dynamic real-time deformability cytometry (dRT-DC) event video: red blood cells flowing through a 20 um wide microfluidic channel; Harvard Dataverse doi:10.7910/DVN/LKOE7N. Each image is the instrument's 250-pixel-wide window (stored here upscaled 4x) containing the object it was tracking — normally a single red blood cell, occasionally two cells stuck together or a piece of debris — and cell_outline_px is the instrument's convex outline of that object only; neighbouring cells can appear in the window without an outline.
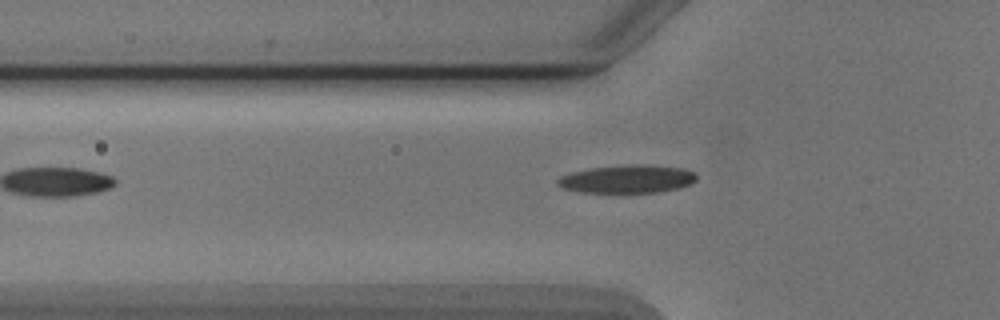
{"species": "Egyptian fruit bat (a non-hibernating species)", "species_latin": "Rousettus aegyptiacus", "temperature_condition": "cold", "stored_images_in_passage": 25, "camera_frame_rate_fps": 3000, "um_per_image_px": 0.085, "animal": {"sex": "male"}, "frame": {"image": 1, "passage_image": 2, "time_ms": 0.333, "image_size_px": [1000, 320], "cell_outline_px": [[696, 180], [692, 184], [676, 188], [656, 192], [580, 192], [564, 188], [556, 184], [556, 180], [560, 176], [572, 172], [592, 168], [628, 164], [644, 164], [684, 168], [692, 172], [696, 176]], "centroid_in_image_um": [53.31, 15.2], "position_along_channel_um": 72.5, "area_um2": 22.6}}
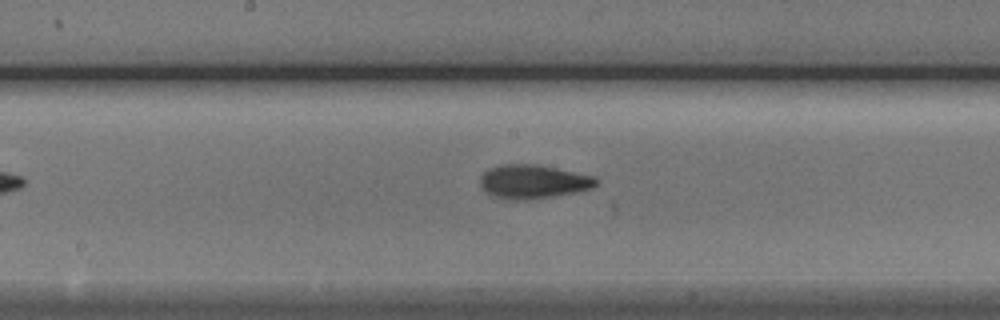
{"frame": {"image": 2, "passage_image": 12, "time_ms": 3.667, "image_size_px": [1000, 320], "cell_outline_px": [[596, 184], [592, 188], [576, 192], [552, 196], [524, 200], [512, 200], [492, 196], [484, 192], [480, 184], [480, 176], [488, 168], [504, 164], [536, 164], [596, 176]], "centroid_in_image_um": [45.28, 15.44], "position_along_channel_um": 202.9, "area_um2": 22.89}}
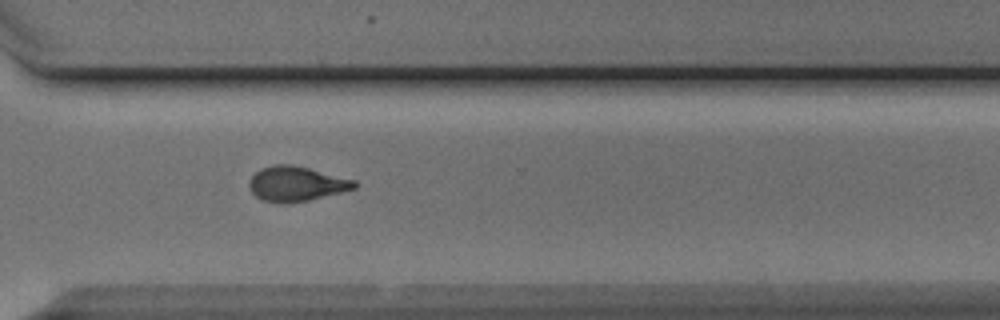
{"frame": {"image": 3, "passage_image": 23, "time_ms": 7.333, "image_size_px": [1000, 320], "cell_outline_px": [[356, 188], [308, 200], [264, 200], [256, 196], [252, 192], [248, 184], [252, 176], [260, 168], [276, 164], [292, 164], [356, 180]], "centroid_in_image_um": [25.2, 15.57], "position_along_channel_um": 345.4, "area_um2": 20.52}, "authors_computed_cell_mechanics": {"area_um2": 21.7906, "velocity_mm_per_s": 3.8979, "shape_relaxation_time_tau1_ms": 3.6365, "shape_relaxation_time_tau2_ms": 3.0892, "deformation_change_tau1": 0.1472, "deformation_change_tau2": 0.0991}}